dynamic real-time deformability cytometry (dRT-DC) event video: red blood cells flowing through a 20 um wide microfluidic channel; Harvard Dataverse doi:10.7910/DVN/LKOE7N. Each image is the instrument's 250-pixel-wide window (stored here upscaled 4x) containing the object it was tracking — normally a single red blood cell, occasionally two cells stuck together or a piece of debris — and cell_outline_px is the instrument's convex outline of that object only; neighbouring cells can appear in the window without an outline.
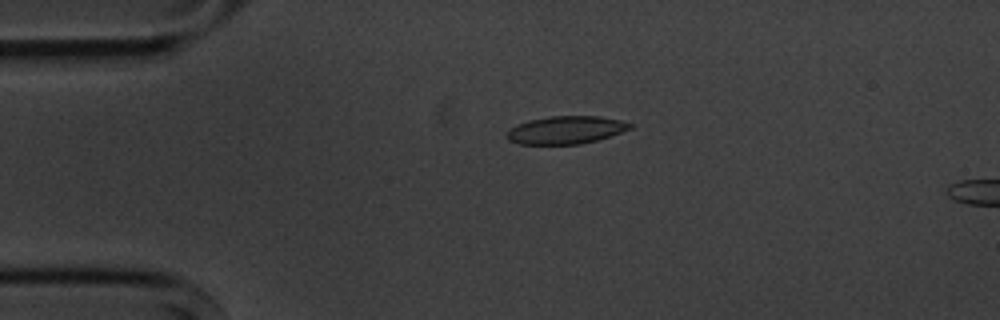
{"species": "common noctule bat (a hibernating species)", "species_latin": "Nyctalus noctula", "temperature_condition": "cold", "stored_images_in_passage": 2, "camera_frame_rate_fps": 3000, "um_per_image_px": 0.085, "animal": {"sex": "male", "body_mass_g": 20.1, "forearm_length_mm": 53.5}, "frame": {"image": 1, "passage_image": 1, "time_ms": 0.0, "image_size_px": [1000, 320], "cell_outline_px": [[632, 128], [596, 140], [580, 144], [520, 144], [508, 140], [508, 132], [512, 128], [520, 124], [532, 120], [552, 116], [600, 116], [620, 120], [632, 124]], "centroid_in_image_um": [48.13, 11.05], "position_along_channel_um": 36.9, "area_um2": 19.48}}